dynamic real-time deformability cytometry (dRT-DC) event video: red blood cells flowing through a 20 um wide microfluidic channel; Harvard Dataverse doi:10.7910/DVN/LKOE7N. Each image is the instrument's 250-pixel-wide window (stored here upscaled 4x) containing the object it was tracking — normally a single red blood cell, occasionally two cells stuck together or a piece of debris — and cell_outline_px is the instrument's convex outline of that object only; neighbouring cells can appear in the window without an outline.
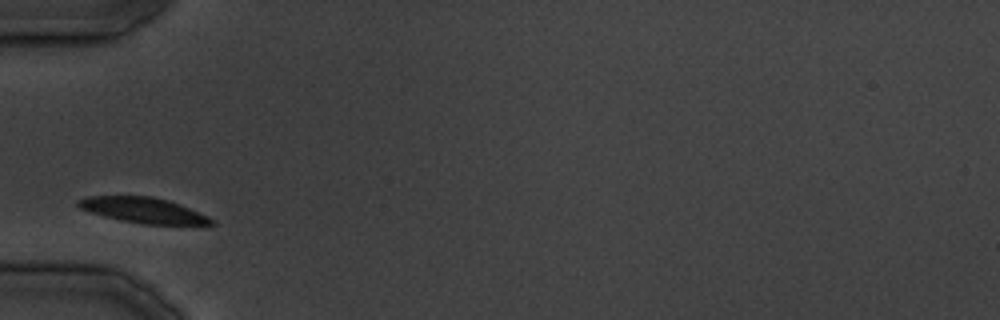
{"species": "common noctule bat (a hibernating species)", "species_latin": "Nyctalus noctula", "temperature_condition": "cold", "stored_images_in_passage": 21, "camera_frame_rate_fps": 3000, "um_per_image_px": 0.085, "animal": {"sex": "male", "body_mass_g": 19.5, "forearm_length_mm": 54.6}, "frame": {"image": 1, "passage_image": 1, "time_ms": 0.0, "image_size_px": [1000, 320], "cell_outline_px": [[216, 224], [144, 224], [120, 220], [104, 216], [80, 208], [76, 204], [76, 200], [88, 196], [152, 196], [168, 200], [180, 204], [208, 216]], "centroid_in_image_um": [12.15, 17.86], "position_along_channel_um": 72.9, "area_um2": 19.54}}
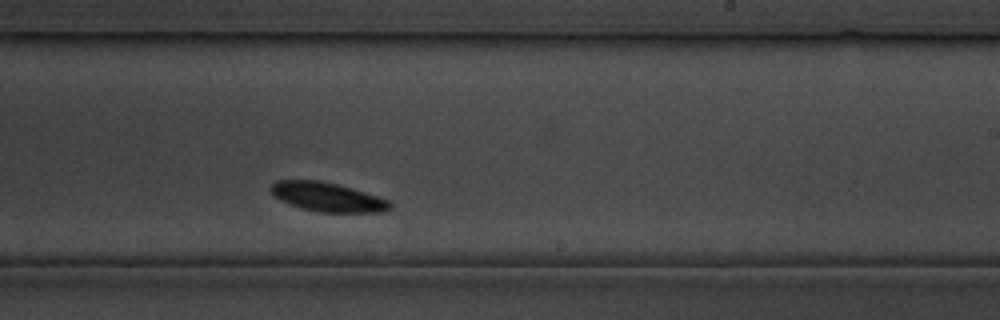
{"frame": {"image": 2, "passage_image": 12, "time_ms": 13.667, "image_size_px": [1000, 320], "cell_outline_px": [[392, 208], [384, 212], [320, 212], [300, 208], [288, 204], [280, 200], [268, 188], [276, 180], [316, 180], [336, 184], [364, 192], [388, 200], [392, 204]], "centroid_in_image_um": [27.81, 16.75], "position_along_channel_um": 261.2, "area_um2": 20.06}}